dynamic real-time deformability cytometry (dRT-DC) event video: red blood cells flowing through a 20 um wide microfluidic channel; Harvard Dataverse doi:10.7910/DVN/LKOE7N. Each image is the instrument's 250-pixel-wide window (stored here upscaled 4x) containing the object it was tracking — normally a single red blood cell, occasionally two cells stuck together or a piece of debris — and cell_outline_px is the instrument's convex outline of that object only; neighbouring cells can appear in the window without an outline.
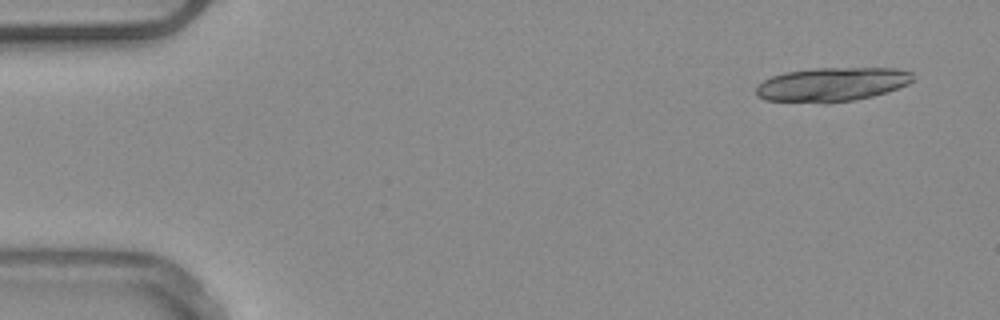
{"species": "common noctule bat (a hibernating species)", "species_latin": "Nyctalus noctula", "temperature_condition": "warm", "stored_images_in_passage": 18, "camera_frame_rate_fps": 3000, "um_per_image_px": 0.085, "animal": {"sex": "male", "body_mass_g": 20.4}, "frame": {"image": 1, "passage_image": 1, "time_ms": 0.0, "image_size_px": [1000, 320], "cell_outline_px": [[912, 80], [908, 84], [872, 96], [856, 100], [828, 104], [824, 104], [764, 100], [756, 96], [756, 88], [764, 80], [772, 76], [784, 72], [816, 68], [896, 68], [912, 72]], "centroid_in_image_um": [70.67, 7.19], "position_along_channel_um": 14.3, "area_um2": 31.27}}